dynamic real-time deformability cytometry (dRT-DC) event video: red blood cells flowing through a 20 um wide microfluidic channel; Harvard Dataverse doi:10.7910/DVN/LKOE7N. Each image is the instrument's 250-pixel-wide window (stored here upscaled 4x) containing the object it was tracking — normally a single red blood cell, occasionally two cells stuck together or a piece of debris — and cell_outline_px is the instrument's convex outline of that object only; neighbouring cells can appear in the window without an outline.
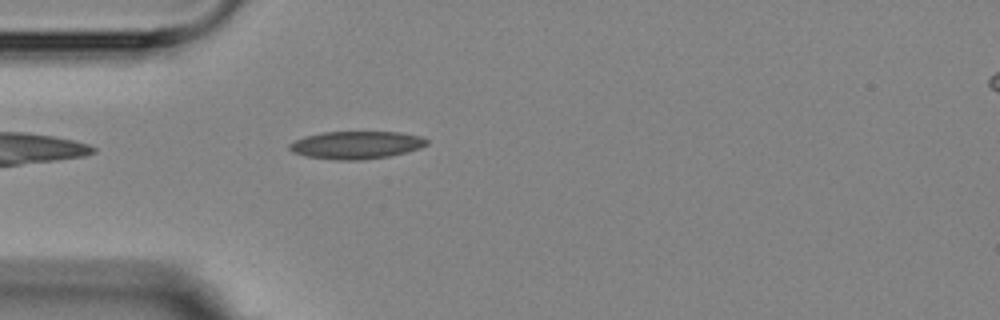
{"species": "Egyptian fruit bat (a non-hibernating species)", "species_latin": "Rousettus aegyptiacus", "temperature_condition": "room temperature", "stored_images_in_passage": 4, "segment_of_instrument_passage": [1, 2], "camera_frame_rate_fps": 3000, "um_per_image_px": 0.085, "animal": {"sex": "female"}, "frame": {"image": 1, "passage_image": 3, "time_ms": 3.0, "image_size_px": [1000, 320], "cell_outline_px": [[428, 144], [420, 148], [408, 152], [388, 156], [360, 160], [336, 160], [308, 156], [292, 152], [288, 148], [288, 144], [304, 136], [324, 132], [400, 132], [424, 136], [428, 140]], "centroid_in_image_um": [30.32, 12.32], "position_along_channel_um": 54.7, "area_um2": 22.25}}